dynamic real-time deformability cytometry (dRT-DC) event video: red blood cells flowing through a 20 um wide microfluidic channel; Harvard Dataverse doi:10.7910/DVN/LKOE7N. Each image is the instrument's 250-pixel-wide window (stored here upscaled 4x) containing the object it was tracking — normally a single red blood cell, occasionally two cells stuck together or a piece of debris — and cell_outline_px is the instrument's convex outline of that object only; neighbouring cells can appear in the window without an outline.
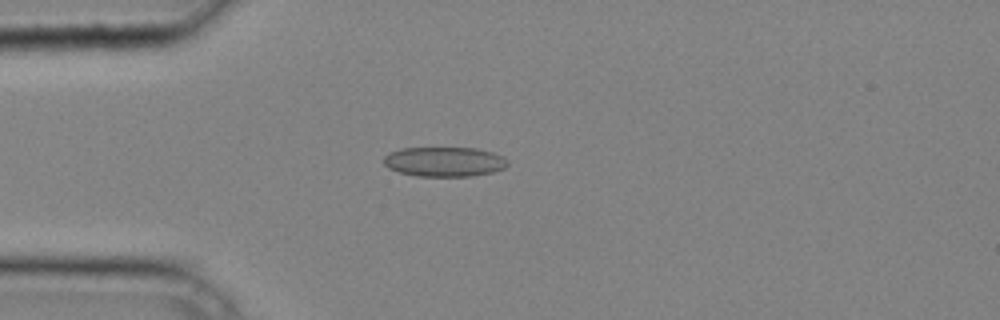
{"species": "common noctule bat (a hibernating species)", "species_latin": "Nyctalus noctula", "temperature_condition": "cold", "stored_images_in_passage": 41, "camera_frame_rate_fps": 3000, "um_per_image_px": 0.085, "animal": {"sex": "male", "body_mass_g": 20.4}, "frame": {"image": 1, "passage_image": 11, "time_ms": 3.333, "image_size_px": [1000, 320], "cell_outline_px": [[508, 164], [504, 168], [492, 172], [472, 176], [416, 176], [400, 172], [388, 168], [384, 164], [384, 156], [388, 152], [400, 148], [476, 148], [492, 152], [504, 156], [508, 160]], "centroid_in_image_um": [37.77, 13.74], "position_along_channel_um": 47.2, "area_um2": 21.56}}
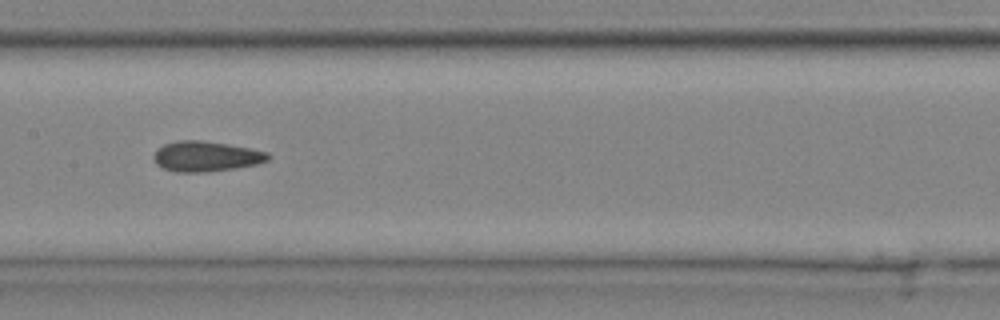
{"frame": {"image": 2, "passage_image": 21, "time_ms": 6.667, "image_size_px": [1000, 320], "cell_outline_px": [[272, 156], [268, 160], [256, 164], [236, 168], [204, 172], [176, 172], [164, 168], [156, 164], [152, 156], [156, 148], [164, 144], [176, 140], [200, 140], [228, 144], [268, 152]], "centroid_in_image_um": [17.48, 13.28], "position_along_channel_um": 189.9, "area_um2": 20.29}}
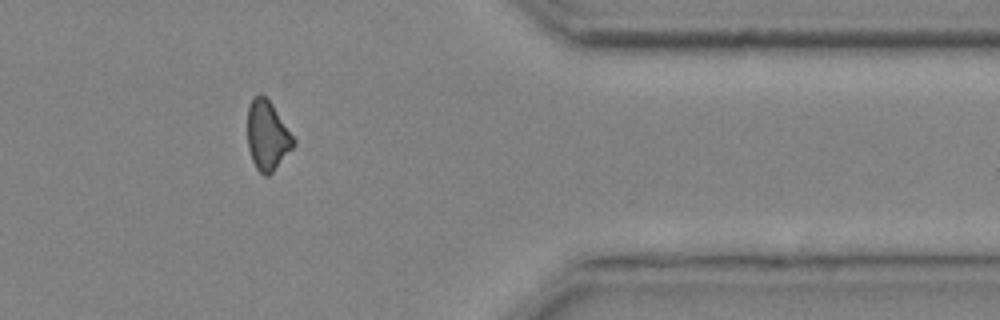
{"frame": {"image": 3, "passage_image": 35, "time_ms": 11.333, "image_size_px": [1000, 320], "cell_outline_px": [[296, 140], [292, 148], [272, 172], [268, 176], [264, 176], [256, 168], [252, 160], [248, 148], [248, 104], [252, 96], [260, 92], [272, 104]], "centroid_in_image_um": [22.7, 11.49], "position_along_channel_um": 388.7, "area_um2": 18.55}}